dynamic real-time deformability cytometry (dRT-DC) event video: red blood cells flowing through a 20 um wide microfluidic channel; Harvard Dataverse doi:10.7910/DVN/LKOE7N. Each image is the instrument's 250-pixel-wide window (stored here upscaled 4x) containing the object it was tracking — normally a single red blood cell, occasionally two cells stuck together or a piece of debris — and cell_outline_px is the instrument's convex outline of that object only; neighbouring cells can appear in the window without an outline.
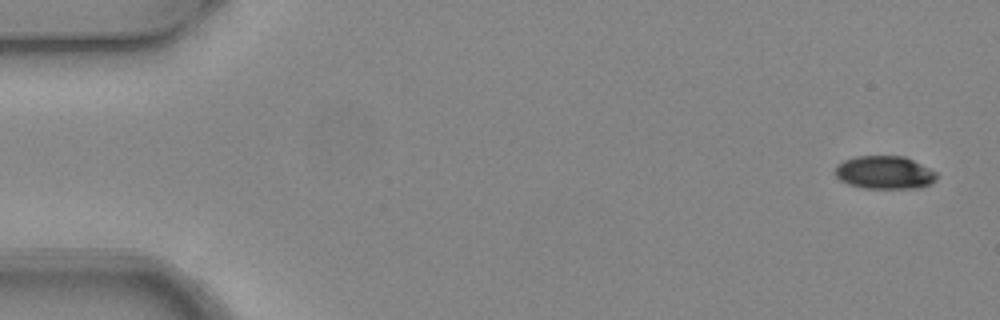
{"species": "common noctule bat (a hibernating species)", "species_latin": "Nyctalus noctula", "temperature_condition": "warm", "stored_images_in_passage": 5, "camera_frame_rate_fps": 3000, "um_per_image_px": 0.085, "animal": {"sex": "female", "body_mass_g": 24.6, "forearm_length_mm": 56.2}, "frame": {"image": 1, "passage_image": 1, "time_ms": 0.0, "image_size_px": [1000, 320], "cell_outline_px": [[936, 180], [920, 188], [864, 188], [848, 184], [840, 180], [836, 176], [836, 164], [844, 160], [856, 156], [904, 156], [936, 172]], "centroid_in_image_um": [75.16, 14.66], "position_along_channel_um": 9.8, "area_um2": 19.42}}
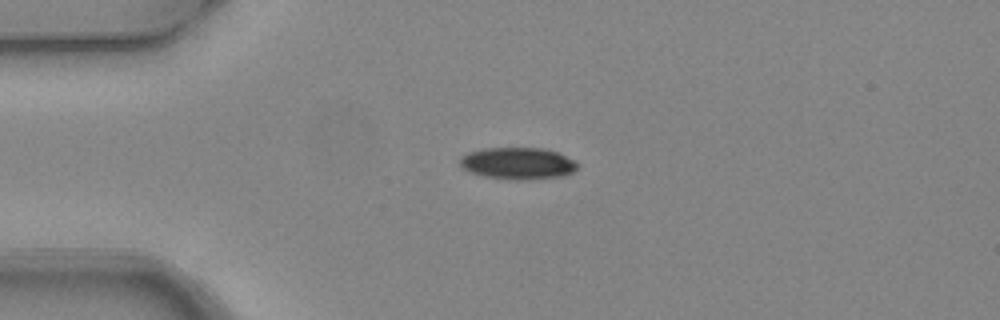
{"frame": {"image": 2, "passage_image": 4, "time_ms": 1.0, "image_size_px": [1000, 320], "cell_outline_px": [[576, 168], [572, 172], [564, 176], [532, 180], [508, 180], [484, 176], [468, 172], [460, 168], [460, 156], [468, 152], [484, 148], [544, 148], [556, 152], [576, 160]], "centroid_in_image_um": [43.98, 13.9], "position_along_channel_um": 41.0, "area_um2": 22.2}}